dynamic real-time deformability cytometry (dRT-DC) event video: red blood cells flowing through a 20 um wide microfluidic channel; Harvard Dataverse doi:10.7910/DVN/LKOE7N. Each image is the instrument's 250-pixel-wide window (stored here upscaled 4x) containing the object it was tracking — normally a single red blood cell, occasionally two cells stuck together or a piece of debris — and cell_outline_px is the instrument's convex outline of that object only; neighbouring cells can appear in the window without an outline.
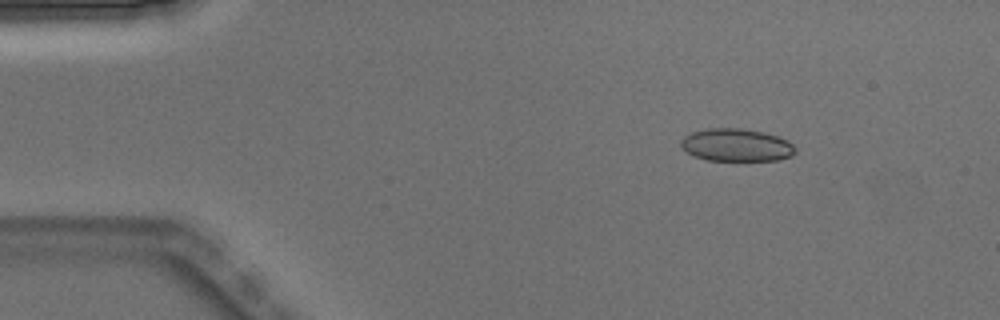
{"species": "Egyptian fruit bat (a non-hibernating species)", "species_latin": "Rousettus aegyptiacus", "temperature_condition": "warm", "stored_images_in_passage": 4, "camera_frame_rate_fps": 3000, "um_per_image_px": 0.085, "animal": {"sex": "male"}, "frame": {"image": 1, "passage_image": 2, "time_ms": 0.333, "image_size_px": [1000, 320], "cell_outline_px": [[796, 152], [792, 156], [776, 160], [708, 160], [696, 156], [688, 152], [680, 144], [680, 140], [684, 136], [692, 132], [704, 128], [744, 128], [764, 132], [788, 140], [796, 148]], "centroid_in_image_um": [62.61, 12.31], "position_along_channel_um": 22.4, "area_um2": 21.79}}